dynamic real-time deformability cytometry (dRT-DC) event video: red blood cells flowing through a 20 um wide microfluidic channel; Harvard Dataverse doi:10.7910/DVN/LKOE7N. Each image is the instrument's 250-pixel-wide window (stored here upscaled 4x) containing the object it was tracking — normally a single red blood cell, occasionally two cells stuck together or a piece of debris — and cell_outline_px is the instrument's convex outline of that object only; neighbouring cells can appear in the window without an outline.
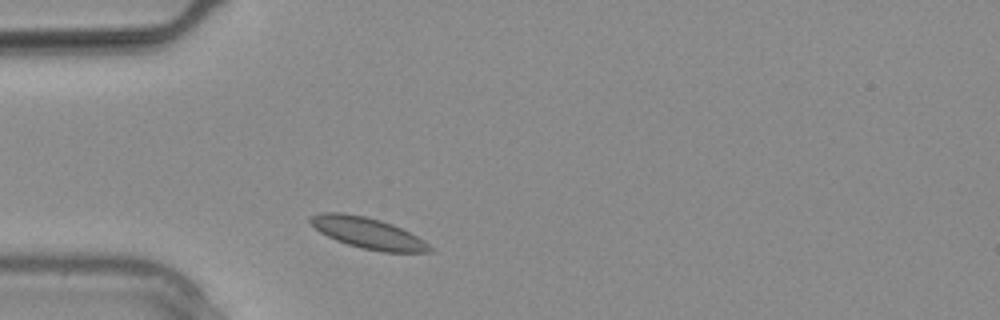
{"species": "common noctule bat (a hibernating species)", "species_latin": "Nyctalus noctula", "temperature_condition": "warm", "stored_images_in_passage": 5, "camera_frame_rate_fps": 3000, "um_per_image_px": 0.085, "animal": {"sex": "male", "body_mass_g": 20.4}, "frame": {"image": 1, "passage_image": 1, "time_ms": 0.0, "image_size_px": [1000, 320], "cell_outline_px": [[432, 252], [384, 252], [360, 248], [336, 240], [320, 232], [308, 220], [312, 216], [320, 212], [344, 212], [364, 216], [380, 220], [392, 224], [424, 240], [432, 248]], "centroid_in_image_um": [31.26, 19.8], "position_along_channel_um": 53.7, "area_um2": 21.39}}